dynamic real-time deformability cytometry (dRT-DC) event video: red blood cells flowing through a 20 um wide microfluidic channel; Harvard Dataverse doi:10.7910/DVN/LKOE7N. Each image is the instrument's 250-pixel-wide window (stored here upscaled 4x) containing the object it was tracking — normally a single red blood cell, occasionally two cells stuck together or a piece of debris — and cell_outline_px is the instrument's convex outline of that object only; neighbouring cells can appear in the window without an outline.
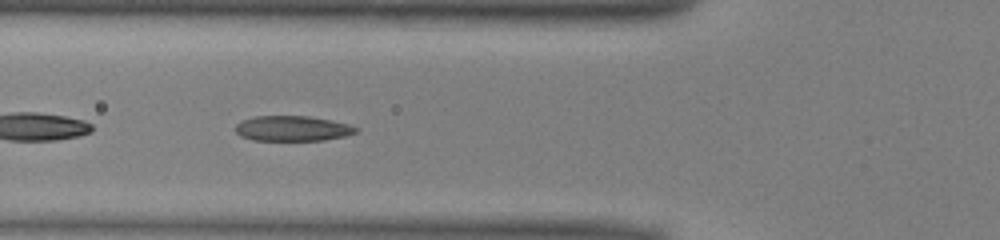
{"species": "common noctule bat (a hibernating species)", "species_latin": "Nyctalus noctula", "temperature_condition": "warm", "stored_images_in_passage": 46, "camera_frame_rate_fps": 3000, "um_per_image_px": 0.085, "animal": {"sex": "male", "body_mass_g": 13.0, "forearm_length_mm": 53.1}, "frame": {"image": 1, "passage_image": 17, "time_ms": 5.333, "image_size_px": [1000, 240], "cell_outline_px": [[360, 128], [356, 132], [344, 136], [324, 140], [252, 140], [240, 136], [236, 132], [236, 124], [252, 116], [308, 116], [332, 120], [348, 124]], "centroid_in_image_um": [24.86, 10.91], "position_along_channel_um": 100.9, "area_um2": 17.69}}
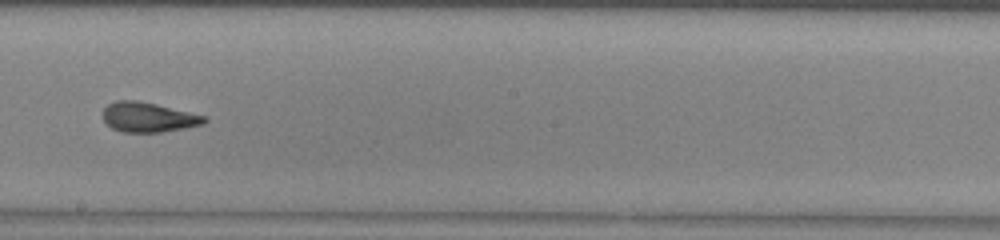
{"frame": {"image": 2, "passage_image": 27, "time_ms": 8.667, "image_size_px": [1000, 240], "cell_outline_px": [[208, 120], [204, 124], [184, 128], [160, 132], [124, 132], [112, 128], [104, 120], [104, 108], [108, 104], [116, 100], [136, 100], [156, 104], [204, 116]], "centroid_in_image_um": [12.59, 9.96], "position_along_channel_um": 235.6, "area_um2": 17.34}}
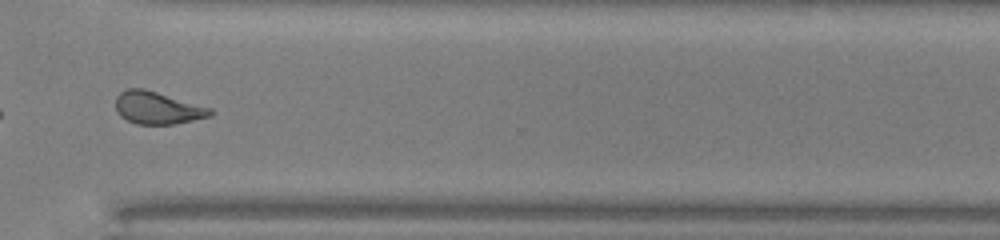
{"frame": {"image": 3, "passage_image": 36, "time_ms": 11.667, "image_size_px": [1000, 240], "cell_outline_px": [[212, 116], [172, 124], [136, 124], [120, 116], [116, 112], [116, 96], [120, 92], [128, 88], [144, 88], [212, 108]], "centroid_in_image_um": [13.37, 9.16], "position_along_channel_um": 357.2, "area_um2": 17.86}, "authors_computed_cell_mechanics": {"area_um2": 18.4382, "velocity_mm_per_s": 4.0493, "shape_relaxation_time_tau1_ms": 4.7643, "shape_relaxation_time_tau2_ms": 1.5006, "deformation_change_tau1": 0.1725, "deformation_change_tau2": 0.0699}}